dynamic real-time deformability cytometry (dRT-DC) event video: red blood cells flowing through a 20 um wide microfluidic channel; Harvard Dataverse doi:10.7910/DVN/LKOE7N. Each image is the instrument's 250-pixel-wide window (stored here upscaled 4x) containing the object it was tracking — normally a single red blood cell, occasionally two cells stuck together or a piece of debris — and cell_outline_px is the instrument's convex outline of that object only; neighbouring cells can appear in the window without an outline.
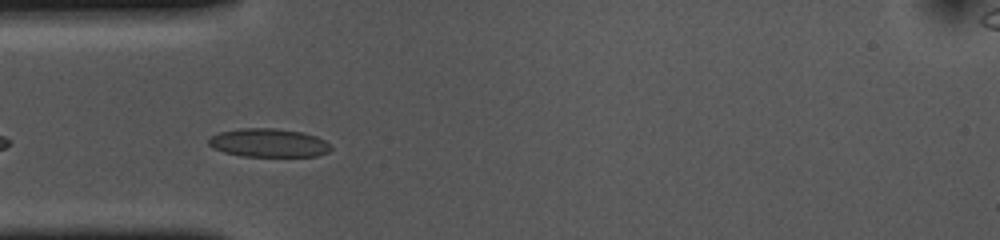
{"species": "common noctule bat (a hibernating species)", "species_latin": "Nyctalus noctula", "temperature_condition": "cold", "stored_images_in_passage": 22, "camera_frame_rate_fps": 3000, "um_per_image_px": 0.085, "animal": {"sex": "female", "body_mass_g": 10.0, "forearm_length_mm": 53.1}, "frame": {"image": 1, "passage_image": 4, "time_ms": 1.0, "image_size_px": [1000, 240], "cell_outline_px": [[332, 148], [328, 152], [316, 156], [240, 156], [224, 152], [212, 148], [208, 144], [208, 140], [212, 136], [220, 132], [240, 128], [276, 128], [304, 132], [316, 136], [332, 144]], "centroid_in_image_um": [22.85, 12.14], "position_along_channel_um": 62.2, "area_um2": 20.46}}
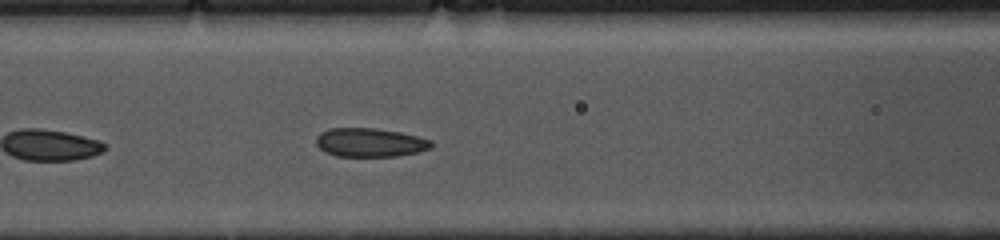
{"frame": {"image": 2, "passage_image": 10, "time_ms": 3.0, "image_size_px": [1000, 240], "cell_outline_px": [[432, 148], [420, 152], [396, 156], [336, 156], [324, 152], [316, 144], [316, 136], [320, 132], [328, 128], [376, 128], [400, 132], [432, 140]], "centroid_in_image_um": [31.44, 12.11], "position_along_channel_um": 135.2, "area_um2": 19.48}}
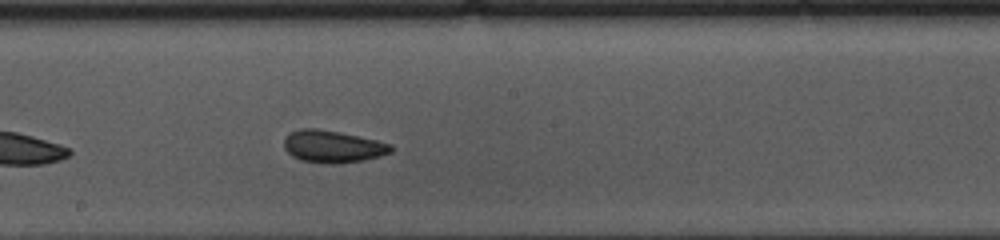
{"frame": {"image": 3, "passage_image": 17, "time_ms": 5.333, "image_size_px": [1000, 240], "cell_outline_px": [[392, 152], [380, 156], [364, 160], [332, 164], [300, 160], [292, 156], [284, 148], [284, 140], [288, 132], [300, 128], [320, 128], [340, 132], [376, 140], [392, 144]], "centroid_in_image_um": [28.26, 12.44], "position_along_channel_um": 219.9, "area_um2": 20.17}}